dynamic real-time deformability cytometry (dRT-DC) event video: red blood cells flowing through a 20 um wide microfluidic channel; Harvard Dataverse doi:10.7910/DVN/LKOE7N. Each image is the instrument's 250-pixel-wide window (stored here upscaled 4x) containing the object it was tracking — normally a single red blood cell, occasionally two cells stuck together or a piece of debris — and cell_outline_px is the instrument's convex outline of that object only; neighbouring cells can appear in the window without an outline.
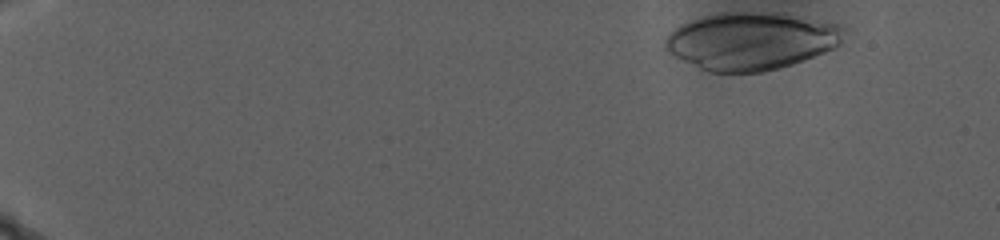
{"species": "human", "species_latin": "Homo sapiens", "temperature_condition": "warm", "stored_images_in_passage": 35, "camera_frame_rate_fps": 3000, "um_per_image_px": 0.085, "donor": {"sex": "male"}, "frame": {"image": 1, "passage_image": 1, "time_ms": 0.0, "image_size_px": [1000, 240], "cell_outline_px": [[848, 32], [840, 44], [824, 52], [804, 60], [792, 64], [764, 72], [708, 72], [668, 52], [664, 48], [664, 40], [680, 24], [704, 16], [720, 12], [784, 12], [844, 24], [848, 28]], "centroid_in_image_um": [63.95, 3.45], "position_along_channel_um": 21.1, "area_um2": 60.57}}
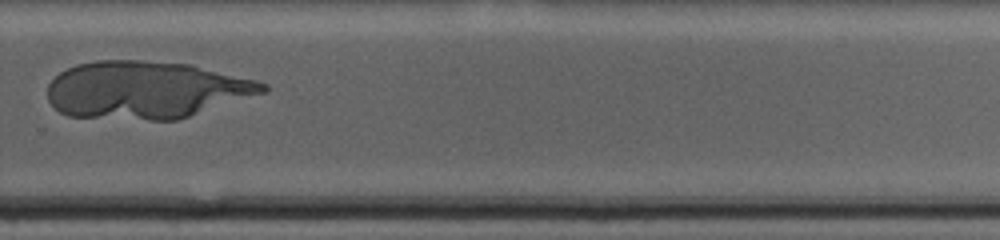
{"frame": {"image": 2, "passage_image": 30, "time_ms": 20.667, "image_size_px": [1000, 240], "cell_outline_px": [[268, 92], [176, 120], [152, 120], [68, 116], [60, 112], [48, 100], [48, 84], [60, 72], [76, 64], [96, 60], [140, 60], [192, 64], [256, 80], [268, 84]], "centroid_in_image_um": [12.43, 7.63], "position_along_channel_um": 317.4, "area_um2": 72.31}}
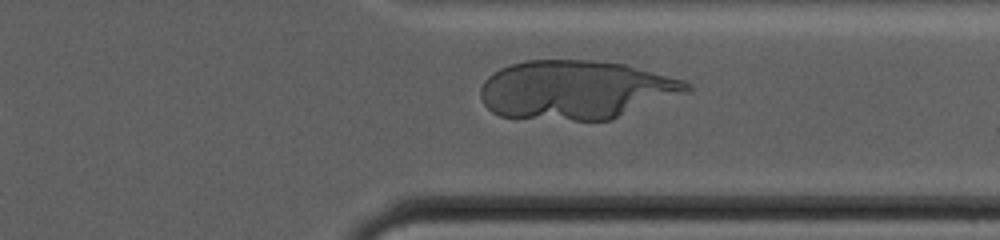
{"frame": {"image": 3, "passage_image": 33, "time_ms": 22.667, "image_size_px": [1000, 240], "cell_outline_px": [[692, 88], [688, 92], [612, 120], [572, 120], [500, 116], [492, 112], [484, 104], [480, 96], [480, 88], [484, 80], [492, 72], [500, 68], [524, 60], [592, 60], [624, 64], [684, 80]], "centroid_in_image_um": [48.93, 7.63], "position_along_channel_um": 362.5, "area_um2": 70.75}}